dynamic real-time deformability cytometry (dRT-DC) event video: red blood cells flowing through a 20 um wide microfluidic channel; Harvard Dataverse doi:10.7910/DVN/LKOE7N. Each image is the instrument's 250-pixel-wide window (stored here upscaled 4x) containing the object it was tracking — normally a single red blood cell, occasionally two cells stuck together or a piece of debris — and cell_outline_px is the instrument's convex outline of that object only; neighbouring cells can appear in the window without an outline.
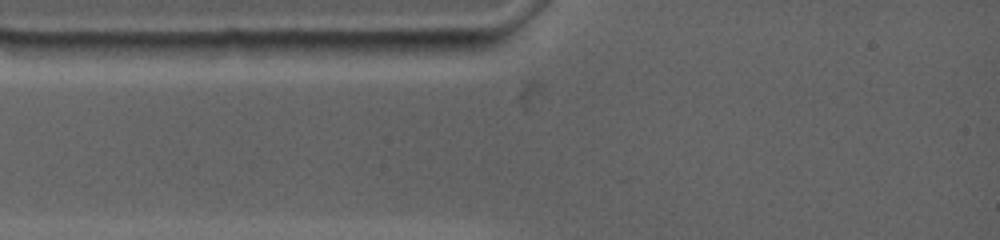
{"species": "common noctule bat (a hibernating species)", "species_latin": "Nyctalus noctula", "temperature_condition": "warm", "stored_images_in_passage": 2, "camera_frame_rate_fps": 4500, "um_per_image_px": 0.085, "animal": {"sex": "female", "body_mass_g": 19.0, "forearm_length_mm": 53.3}, "frame": {"image": 1, "passage_image": 1, "time_ms": 0.0, "image_size_px": [1000, 240], "cell_outline_px": [[488, 44], [480, 48], [436, 56], [372, 52], [364, 44], [368, 40], [488, 40]], "centroid_in_image_um": [36.03, 3.96], "position_along_channel_um": 49.0, "area_um2": 11.04}}